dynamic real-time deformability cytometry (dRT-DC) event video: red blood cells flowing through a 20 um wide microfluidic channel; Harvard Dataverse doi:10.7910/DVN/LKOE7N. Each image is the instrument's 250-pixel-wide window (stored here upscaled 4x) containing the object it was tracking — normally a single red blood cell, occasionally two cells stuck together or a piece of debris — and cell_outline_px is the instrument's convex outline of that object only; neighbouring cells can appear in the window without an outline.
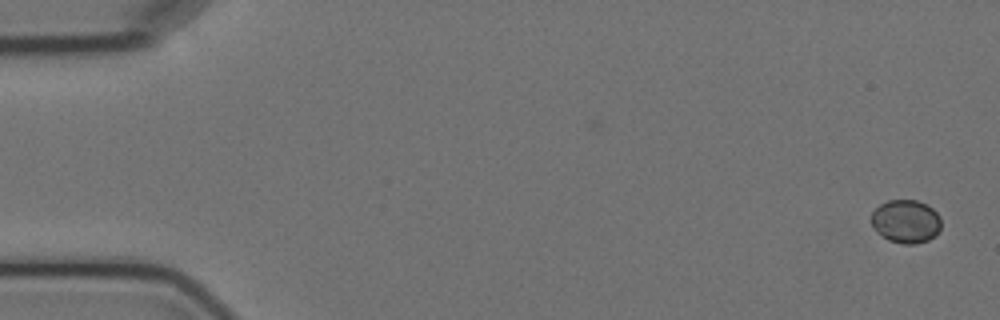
{"species": "Egyptian fruit bat (a non-hibernating species)", "species_latin": "Rousettus aegyptiacus", "temperature_condition": "cold", "stored_images_in_passage": 6, "camera_frame_rate_fps": 3000, "um_per_image_px": 0.085, "animal": {"sex": "female"}, "frame": {"image": 1, "passage_image": 1, "time_ms": 0.0, "image_size_px": [1000, 320], "cell_outline_px": [[940, 228], [936, 236], [928, 240], [916, 244], [904, 244], [888, 240], [880, 236], [872, 224], [872, 212], [880, 204], [888, 200], [916, 200], [932, 208], [940, 216]], "centroid_in_image_um": [77.0, 18.83], "position_along_channel_um": 8.0, "area_um2": 17.63}}
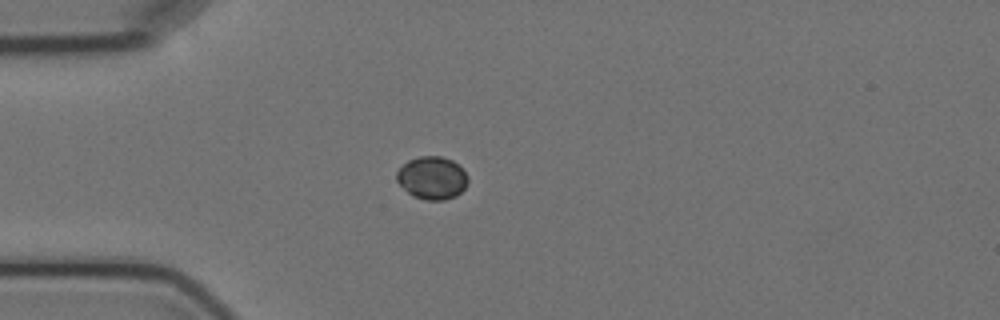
{"frame": {"image": 2, "passage_image": 5, "time_ms": 4.667, "image_size_px": [1000, 320], "cell_outline_px": [[468, 184], [456, 196], [444, 200], [428, 200], [412, 196], [396, 180], [396, 172], [408, 160], [420, 156], [440, 156], [452, 160], [468, 176]], "centroid_in_image_um": [36.72, 15.12], "position_along_channel_um": 48.3, "area_um2": 17.63}}